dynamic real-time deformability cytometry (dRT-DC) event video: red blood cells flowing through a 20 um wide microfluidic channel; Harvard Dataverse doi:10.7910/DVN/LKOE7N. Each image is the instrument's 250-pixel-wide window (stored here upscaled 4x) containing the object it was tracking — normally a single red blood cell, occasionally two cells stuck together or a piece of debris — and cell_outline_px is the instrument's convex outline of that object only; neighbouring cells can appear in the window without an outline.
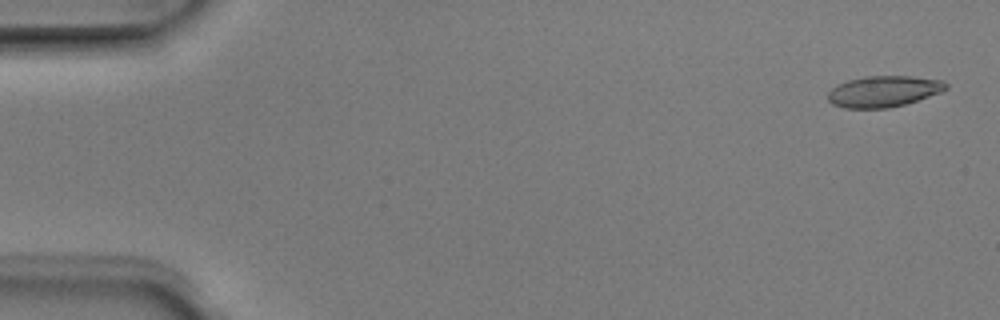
{"species": "Egyptian fruit bat (a non-hibernating species)", "species_latin": "Rousettus aegyptiacus", "temperature_condition": "room temperature", "stored_images_in_passage": 6, "camera_frame_rate_fps": 3000, "um_per_image_px": 0.085, "animal": {"sex": "male"}, "frame": {"image": 1, "passage_image": 1, "time_ms": 0.0, "image_size_px": [1000, 320], "cell_outline_px": [[948, 88], [940, 92], [904, 104], [888, 108], [844, 108], [832, 104], [828, 100], [828, 92], [836, 84], [848, 80], [864, 76], [912, 76], [944, 80], [948, 84]], "centroid_in_image_um": [75.09, 7.75], "position_along_channel_um": 9.9, "area_um2": 21.44}}
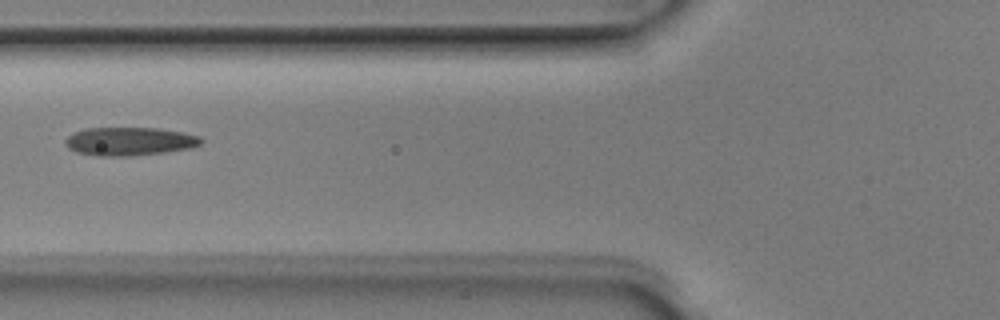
{"frame": {"image": 2, "passage_image": 5, "time_ms": 1.333, "image_size_px": [1000, 320], "cell_outline_px": [[204, 140], [200, 144], [192, 148], [164, 152], [128, 156], [96, 156], [76, 152], [68, 148], [64, 144], [64, 140], [72, 132], [84, 128], [160, 128], [184, 132], [200, 136]], "centroid_in_image_um": [10.99, 12.01], "position_along_channel_um": 114.8, "area_um2": 22.72}}
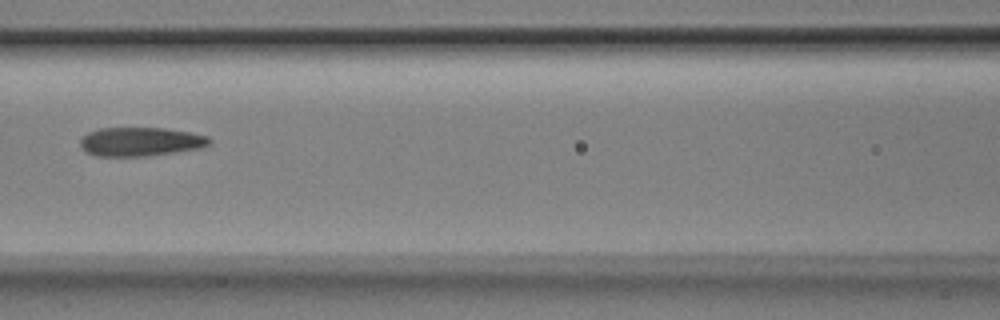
{"frame": {"image": 3, "passage_image": 6, "time_ms": 1.667, "image_size_px": [1000, 320], "cell_outline_px": [[212, 144], [200, 148], [148, 156], [96, 156], [88, 152], [80, 144], [80, 140], [88, 132], [100, 128], [164, 128], [192, 132], [208, 136], [212, 140]], "centroid_in_image_um": [12.0, 12.04], "position_along_channel_um": 154.6, "area_um2": 21.73}}